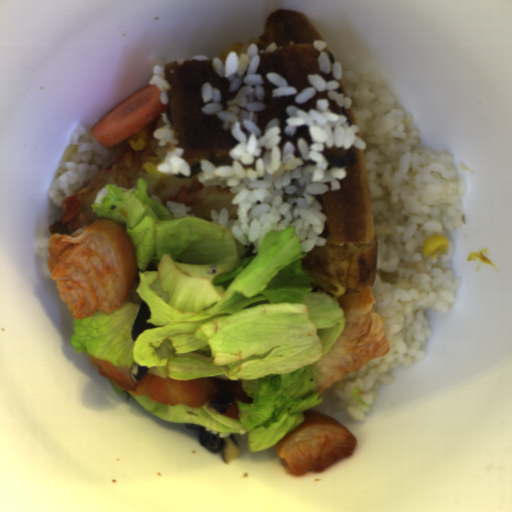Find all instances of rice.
Listing matches in <instances>:
<instances>
[{
    "label": "rice",
    "mask_w": 512,
    "mask_h": 512,
    "mask_svg": "<svg viewBox=\"0 0 512 512\" xmlns=\"http://www.w3.org/2000/svg\"><path fill=\"white\" fill-rule=\"evenodd\" d=\"M258 39L230 44L211 59V69L227 78L228 91L235 92L226 108L220 87L211 81L200 85L203 116L222 121L221 130L237 143L228 149L231 165L216 166L200 158L198 183L229 188L237 219H229V209L223 207L219 213L210 209L211 222L231 232L241 258L257 254L269 231L289 227H295L301 252L307 253L327 246V239L319 237L328 219L321 212L323 194L341 190L350 168L328 169L325 145L346 150L354 145L363 151L377 245L372 289L376 303L371 311L385 321L389 352L344 375L333 387L350 419L360 421L372 407L378 381L395 385L389 373L425 359L421 345L433 335L425 310L453 309L463 279L454 274L456 247L446 232L466 224L461 199L467 195L466 175L459 178L447 150L417 146L423 140L417 128H410L415 119L412 113L394 109L397 98L380 70L351 56L332 62L322 52L328 41L315 39L310 44L320 51V71L335 80L308 73L310 86L299 92L280 73H265L277 88L271 89L272 98L293 96L299 105L321 93L327 96L317 98L308 112L294 104L285 106L284 137L293 138L298 128L306 127L311 143L295 139L298 157L291 141L285 140L281 150L280 117L270 119L264 130L257 125L258 112L267 108V91L263 74L256 73L259 53L280 48L272 42L259 49ZM328 99L346 114L332 113Z\"/></svg>",
    "instance_id": "652b925c"
},
{
    "label": "rice",
    "mask_w": 512,
    "mask_h": 512,
    "mask_svg": "<svg viewBox=\"0 0 512 512\" xmlns=\"http://www.w3.org/2000/svg\"><path fill=\"white\" fill-rule=\"evenodd\" d=\"M69 140L48 191L57 208L63 206L64 198L84 187L97 171L104 170L130 149L127 139L113 147L103 148L81 123L70 132Z\"/></svg>",
    "instance_id": "023b6e5f"
},
{
    "label": "rice",
    "mask_w": 512,
    "mask_h": 512,
    "mask_svg": "<svg viewBox=\"0 0 512 512\" xmlns=\"http://www.w3.org/2000/svg\"><path fill=\"white\" fill-rule=\"evenodd\" d=\"M167 108L158 116V122L151 136L156 138L158 145L154 147V153L160 163L157 170L171 176L189 178L192 175V167L185 158L184 148L178 146L182 132L170 121Z\"/></svg>",
    "instance_id": "8eca5e8b"
},
{
    "label": "rice",
    "mask_w": 512,
    "mask_h": 512,
    "mask_svg": "<svg viewBox=\"0 0 512 512\" xmlns=\"http://www.w3.org/2000/svg\"><path fill=\"white\" fill-rule=\"evenodd\" d=\"M148 86H156L160 90L161 103L166 104L169 102L168 92L173 91L174 87L165 76V66L157 65L152 68V76L148 82Z\"/></svg>",
    "instance_id": "acb35da6"
}]
</instances>
